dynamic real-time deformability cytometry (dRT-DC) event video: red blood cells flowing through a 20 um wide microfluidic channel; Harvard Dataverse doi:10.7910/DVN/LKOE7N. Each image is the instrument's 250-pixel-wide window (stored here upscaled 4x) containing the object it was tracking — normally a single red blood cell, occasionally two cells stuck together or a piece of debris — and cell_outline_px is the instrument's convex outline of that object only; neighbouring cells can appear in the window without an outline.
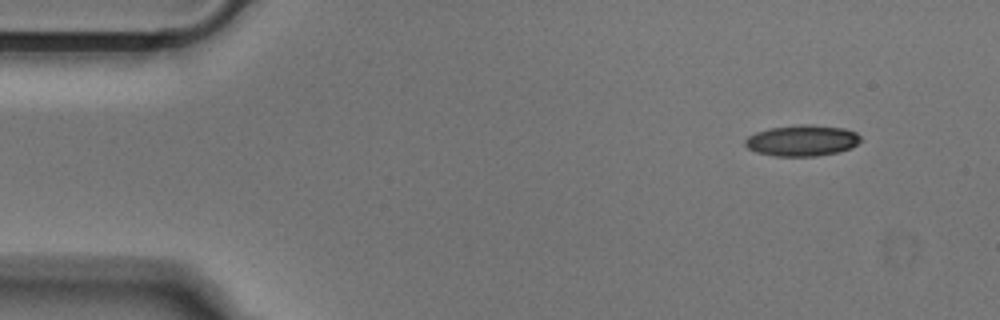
{"species": "Egyptian fruit bat (a non-hibernating species)", "species_latin": "Rousettus aegyptiacus", "temperature_condition": "cold", "stored_images_in_passage": 11, "camera_frame_rate_fps": 3000, "um_per_image_px": 0.085, "animal": {"sex": "male"}, "frame": {"image": 1, "passage_image": 1, "time_ms": 0.0, "image_size_px": [1000, 320], "cell_outline_px": [[860, 140], [852, 148], [836, 152], [816, 156], [772, 156], [756, 152], [748, 148], [744, 144], [744, 140], [748, 136], [756, 132], [772, 128], [800, 124], [808, 124], [844, 128], [856, 132], [860, 136]], "centroid_in_image_um": [68.16, 11.95], "position_along_channel_um": 16.8, "area_um2": 20.87}}